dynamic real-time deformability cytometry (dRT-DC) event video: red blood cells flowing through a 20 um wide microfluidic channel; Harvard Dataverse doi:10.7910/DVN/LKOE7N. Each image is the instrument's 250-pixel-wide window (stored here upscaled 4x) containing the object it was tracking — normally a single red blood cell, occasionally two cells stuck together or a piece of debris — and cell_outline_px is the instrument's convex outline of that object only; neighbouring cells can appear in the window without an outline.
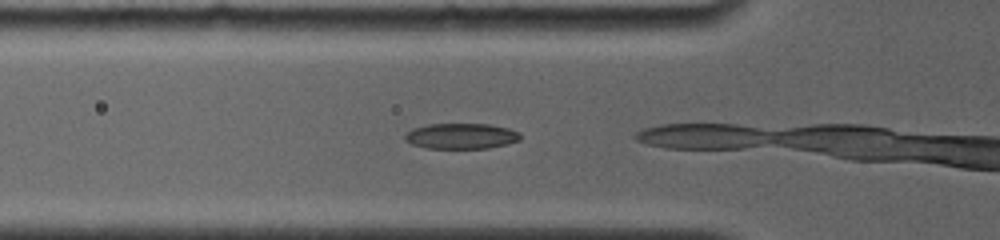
{"species": "common noctule bat (a hibernating species)", "species_latin": "Nyctalus noctula", "temperature_condition": "room temperature", "stored_images_in_passage": 4, "camera_frame_rate_fps": 4000, "um_per_image_px": 0.085, "animal": {"sex": "female", "body_mass_g": 19.0, "forearm_length_mm": 56.7}, "frame": {"image": 1, "passage_image": 2, "time_ms": 0.5, "image_size_px": [1000, 240], "cell_outline_px": [[520, 140], [508, 144], [488, 148], [424, 148], [412, 144], [404, 140], [404, 136], [412, 128], [428, 124], [488, 124], [508, 128], [520, 132]], "centroid_in_image_um": [39.2, 11.57], "position_along_channel_um": 86.6, "area_um2": 17.28}}